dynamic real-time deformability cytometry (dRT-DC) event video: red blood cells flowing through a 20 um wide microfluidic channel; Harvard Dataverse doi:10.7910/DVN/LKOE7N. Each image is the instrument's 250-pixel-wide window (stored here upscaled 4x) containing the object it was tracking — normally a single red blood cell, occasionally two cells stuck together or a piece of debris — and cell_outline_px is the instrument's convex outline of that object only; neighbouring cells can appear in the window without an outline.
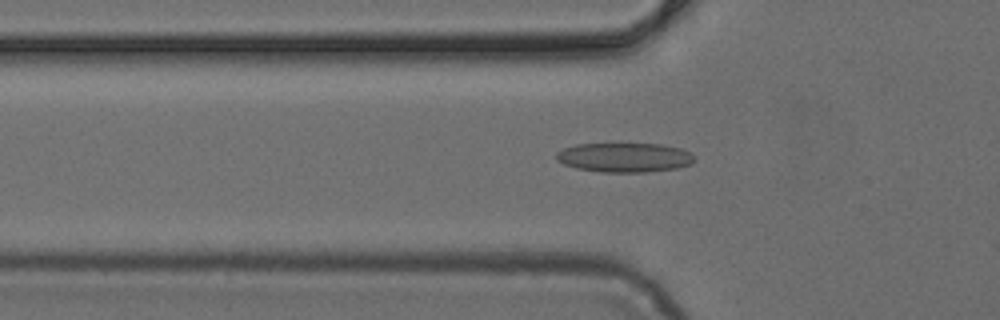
{"species": "common noctule bat (a hibernating species)", "species_latin": "Nyctalus noctula", "temperature_condition": "cold", "stored_images_in_passage": 44, "camera_frame_rate_fps": 3000, "um_per_image_px": 0.085, "animal": {"sex": "female", "body_mass_g": 24.6, "forearm_length_mm": 56.2}, "frame": {"image": 1, "passage_image": 11, "time_ms": 3.333, "image_size_px": [1000, 320], "cell_outline_px": [[696, 160], [692, 164], [676, 168], [644, 172], [600, 172], [576, 168], [564, 164], [556, 160], [556, 152], [564, 148], [576, 144], [660, 144], [680, 148], [692, 152], [696, 156]], "centroid_in_image_um": [53.11, 13.38], "position_along_channel_um": 72.7, "area_um2": 23.81}}
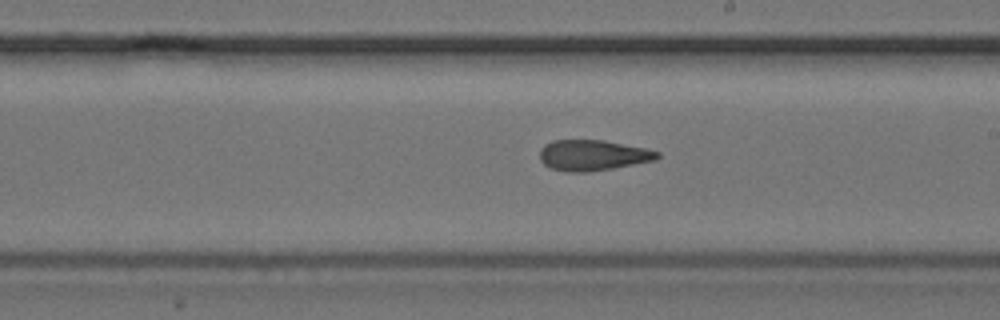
{"frame": {"image": 2, "passage_image": 23, "time_ms": 7.333, "image_size_px": [1000, 320], "cell_outline_px": [[660, 156], [656, 160], [612, 168], [588, 172], [568, 172], [552, 168], [544, 164], [540, 160], [540, 148], [544, 144], [552, 140], [604, 140], [644, 148], [660, 152]], "centroid_in_image_um": [50.37, 13.19], "position_along_channel_um": 238.6, "area_um2": 20.98}}
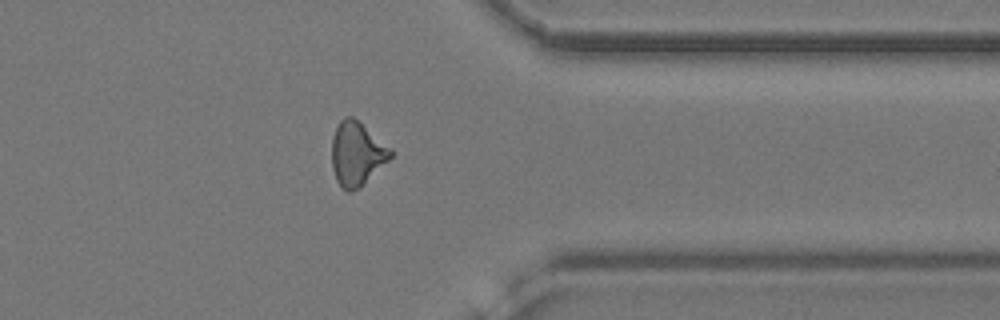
{"frame": {"image": 3, "passage_image": 34, "time_ms": 11.0, "image_size_px": [1000, 320], "cell_outline_px": [[392, 156], [360, 188], [352, 192], [348, 192], [336, 180], [332, 168], [332, 136], [340, 120], [344, 116], [352, 116], [392, 148]], "centroid_in_image_um": [30.32, 13.07], "position_along_channel_um": 381.1, "area_um2": 21.79}}